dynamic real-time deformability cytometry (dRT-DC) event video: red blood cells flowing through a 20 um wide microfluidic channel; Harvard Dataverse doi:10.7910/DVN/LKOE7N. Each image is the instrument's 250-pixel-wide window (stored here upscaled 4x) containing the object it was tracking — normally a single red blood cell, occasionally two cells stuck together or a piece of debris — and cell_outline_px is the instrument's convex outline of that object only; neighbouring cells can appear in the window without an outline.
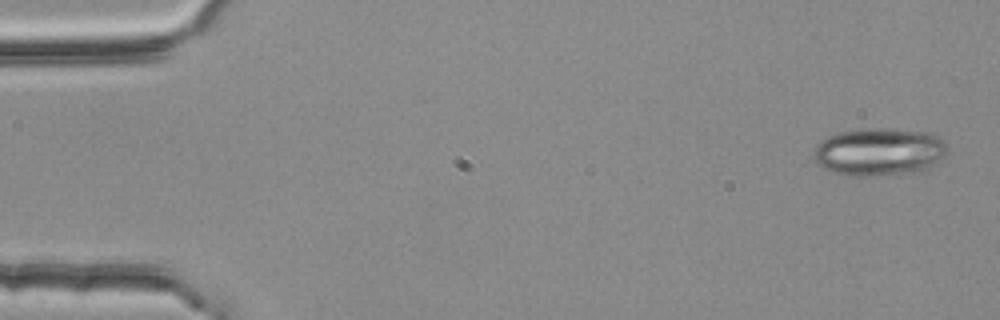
{"species": "common noctule bat (a hibernating species)", "species_latin": "Nyctalus noctula", "temperature_condition": "room temperature", "stored_images_in_passage": 3, "camera_frame_rate_fps": 3000, "um_per_image_px": 0.085, "animal": {"sex": "female", "body_mass_g": 25.1}, "frame": {"image": 1, "passage_image": 1, "time_ms": 0.0, "image_size_px": [1000, 320], "cell_outline_px": [[948, 148], [936, 164], [920, 172], [868, 176], [856, 176], [832, 172], [824, 168], [812, 160], [812, 152], [816, 144], [828, 136], [840, 132], [868, 128], [888, 128], [928, 132], [944, 140], [948, 144]], "centroid_in_image_um": [74.71, 12.9], "position_along_channel_um": 10.3, "area_um2": 37.57}}